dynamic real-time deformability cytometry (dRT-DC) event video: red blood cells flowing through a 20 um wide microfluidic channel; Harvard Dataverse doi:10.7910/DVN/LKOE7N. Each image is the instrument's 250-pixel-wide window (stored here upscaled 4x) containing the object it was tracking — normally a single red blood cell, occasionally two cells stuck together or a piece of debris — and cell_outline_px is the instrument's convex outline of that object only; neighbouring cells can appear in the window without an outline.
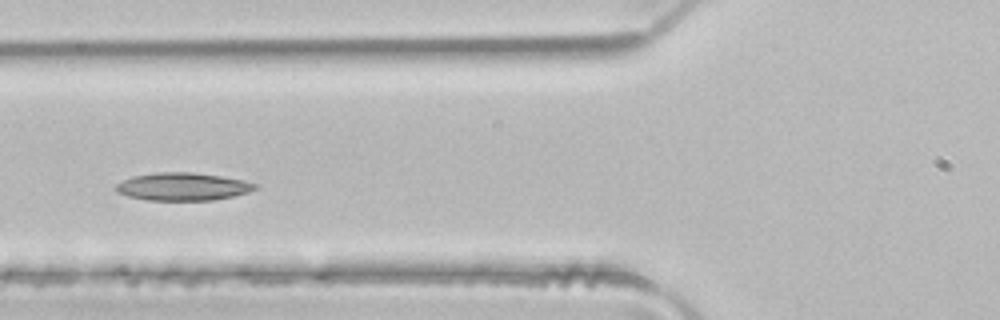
{"species": "common noctule bat (a hibernating species)", "species_latin": "Nyctalus noctula", "temperature_condition": "room temperature", "stored_images_in_passage": 3, "camera_frame_rate_fps": 3000, "um_per_image_px": 0.085, "animal": {"sex": "male", "body_mass_g": 21.5, "forearm_length_mm": 52.0}, "frame": {"image": 1, "passage_image": 3, "time_ms": 0.667, "image_size_px": [1000, 320], "cell_outline_px": [[256, 188], [248, 192], [232, 196], [212, 200], [148, 200], [128, 196], [116, 192], [116, 184], [132, 176], [156, 172], [192, 172], [220, 176], [244, 180], [256, 184]], "centroid_in_image_um": [15.51, 15.85], "position_along_channel_um": 110.3, "area_um2": 22.37}}